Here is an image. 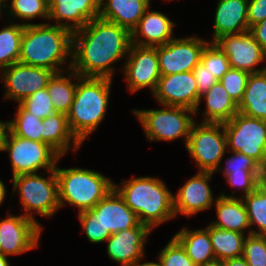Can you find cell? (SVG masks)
Here are the masks:
<instances>
[{
	"label": "cell",
	"instance_id": "16",
	"mask_svg": "<svg viewBox=\"0 0 266 266\" xmlns=\"http://www.w3.org/2000/svg\"><path fill=\"white\" fill-rule=\"evenodd\" d=\"M213 174L199 171L179 188L173 195L175 217L181 214L190 218L213 207L216 198L209 184Z\"/></svg>",
	"mask_w": 266,
	"mask_h": 266
},
{
	"label": "cell",
	"instance_id": "48",
	"mask_svg": "<svg viewBox=\"0 0 266 266\" xmlns=\"http://www.w3.org/2000/svg\"><path fill=\"white\" fill-rule=\"evenodd\" d=\"M6 186L4 182L0 179V206L3 204L6 197Z\"/></svg>",
	"mask_w": 266,
	"mask_h": 266
},
{
	"label": "cell",
	"instance_id": "38",
	"mask_svg": "<svg viewBox=\"0 0 266 266\" xmlns=\"http://www.w3.org/2000/svg\"><path fill=\"white\" fill-rule=\"evenodd\" d=\"M242 257L248 266H266V235H247Z\"/></svg>",
	"mask_w": 266,
	"mask_h": 266
},
{
	"label": "cell",
	"instance_id": "31",
	"mask_svg": "<svg viewBox=\"0 0 266 266\" xmlns=\"http://www.w3.org/2000/svg\"><path fill=\"white\" fill-rule=\"evenodd\" d=\"M24 25L13 23L0 29V71L19 61Z\"/></svg>",
	"mask_w": 266,
	"mask_h": 266
},
{
	"label": "cell",
	"instance_id": "7",
	"mask_svg": "<svg viewBox=\"0 0 266 266\" xmlns=\"http://www.w3.org/2000/svg\"><path fill=\"white\" fill-rule=\"evenodd\" d=\"M162 109L132 110L148 141H173L184 139L187 144L191 128L195 121L192 109L180 106H163Z\"/></svg>",
	"mask_w": 266,
	"mask_h": 266
},
{
	"label": "cell",
	"instance_id": "29",
	"mask_svg": "<svg viewBox=\"0 0 266 266\" xmlns=\"http://www.w3.org/2000/svg\"><path fill=\"white\" fill-rule=\"evenodd\" d=\"M209 236L217 261H224L230 258L241 257L243 254L244 241L247 234L237 231L221 229L208 224L205 227Z\"/></svg>",
	"mask_w": 266,
	"mask_h": 266
},
{
	"label": "cell",
	"instance_id": "4",
	"mask_svg": "<svg viewBox=\"0 0 266 266\" xmlns=\"http://www.w3.org/2000/svg\"><path fill=\"white\" fill-rule=\"evenodd\" d=\"M112 79L81 77L67 115L70 131L82 144L104 120L109 105Z\"/></svg>",
	"mask_w": 266,
	"mask_h": 266
},
{
	"label": "cell",
	"instance_id": "6",
	"mask_svg": "<svg viewBox=\"0 0 266 266\" xmlns=\"http://www.w3.org/2000/svg\"><path fill=\"white\" fill-rule=\"evenodd\" d=\"M42 173L20 174L12 177L13 195L18 193L23 215L42 225L35 219L36 215L50 218L60 209L58 200V181L55 169ZM46 176V177H44ZM18 191V192H17Z\"/></svg>",
	"mask_w": 266,
	"mask_h": 266
},
{
	"label": "cell",
	"instance_id": "24",
	"mask_svg": "<svg viewBox=\"0 0 266 266\" xmlns=\"http://www.w3.org/2000/svg\"><path fill=\"white\" fill-rule=\"evenodd\" d=\"M150 2L151 0H100L98 17L132 32L150 7Z\"/></svg>",
	"mask_w": 266,
	"mask_h": 266
},
{
	"label": "cell",
	"instance_id": "37",
	"mask_svg": "<svg viewBox=\"0 0 266 266\" xmlns=\"http://www.w3.org/2000/svg\"><path fill=\"white\" fill-rule=\"evenodd\" d=\"M20 104L35 117L44 119L54 114V106L51 97L48 94L47 87L32 93L26 97Z\"/></svg>",
	"mask_w": 266,
	"mask_h": 266
},
{
	"label": "cell",
	"instance_id": "53",
	"mask_svg": "<svg viewBox=\"0 0 266 266\" xmlns=\"http://www.w3.org/2000/svg\"><path fill=\"white\" fill-rule=\"evenodd\" d=\"M3 9H5V5L0 1V17H2V15H3Z\"/></svg>",
	"mask_w": 266,
	"mask_h": 266
},
{
	"label": "cell",
	"instance_id": "14",
	"mask_svg": "<svg viewBox=\"0 0 266 266\" xmlns=\"http://www.w3.org/2000/svg\"><path fill=\"white\" fill-rule=\"evenodd\" d=\"M42 229L23 214L7 213L0 221L1 254L8 257L38 248Z\"/></svg>",
	"mask_w": 266,
	"mask_h": 266
},
{
	"label": "cell",
	"instance_id": "55",
	"mask_svg": "<svg viewBox=\"0 0 266 266\" xmlns=\"http://www.w3.org/2000/svg\"><path fill=\"white\" fill-rule=\"evenodd\" d=\"M0 254H1V237H0Z\"/></svg>",
	"mask_w": 266,
	"mask_h": 266
},
{
	"label": "cell",
	"instance_id": "42",
	"mask_svg": "<svg viewBox=\"0 0 266 266\" xmlns=\"http://www.w3.org/2000/svg\"><path fill=\"white\" fill-rule=\"evenodd\" d=\"M229 187L241 189L243 195L239 196L242 198L247 196L251 192H254L258 186V176L259 173H243V174H233V173H222Z\"/></svg>",
	"mask_w": 266,
	"mask_h": 266
},
{
	"label": "cell",
	"instance_id": "8",
	"mask_svg": "<svg viewBox=\"0 0 266 266\" xmlns=\"http://www.w3.org/2000/svg\"><path fill=\"white\" fill-rule=\"evenodd\" d=\"M1 152H7L12 177L20 174L38 173L39 170L55 169L60 155L47 143L24 139L13 135L7 128L3 133Z\"/></svg>",
	"mask_w": 266,
	"mask_h": 266
},
{
	"label": "cell",
	"instance_id": "15",
	"mask_svg": "<svg viewBox=\"0 0 266 266\" xmlns=\"http://www.w3.org/2000/svg\"><path fill=\"white\" fill-rule=\"evenodd\" d=\"M215 43L228 57L231 68L243 70L250 74L266 70V64L263 68H257V65L266 62V56L262 47L249 31L223 35Z\"/></svg>",
	"mask_w": 266,
	"mask_h": 266
},
{
	"label": "cell",
	"instance_id": "27",
	"mask_svg": "<svg viewBox=\"0 0 266 266\" xmlns=\"http://www.w3.org/2000/svg\"><path fill=\"white\" fill-rule=\"evenodd\" d=\"M174 237L181 243L195 265L202 266L216 261L209 231L206 228L190 230L188 227H183Z\"/></svg>",
	"mask_w": 266,
	"mask_h": 266
},
{
	"label": "cell",
	"instance_id": "26",
	"mask_svg": "<svg viewBox=\"0 0 266 266\" xmlns=\"http://www.w3.org/2000/svg\"><path fill=\"white\" fill-rule=\"evenodd\" d=\"M42 143H47L62 157L71 148L77 152L82 145L70 131L67 115L60 112L42 120Z\"/></svg>",
	"mask_w": 266,
	"mask_h": 266
},
{
	"label": "cell",
	"instance_id": "21",
	"mask_svg": "<svg viewBox=\"0 0 266 266\" xmlns=\"http://www.w3.org/2000/svg\"><path fill=\"white\" fill-rule=\"evenodd\" d=\"M175 25L167 15L149 7L131 32V43L149 47L164 45L174 38Z\"/></svg>",
	"mask_w": 266,
	"mask_h": 266
},
{
	"label": "cell",
	"instance_id": "5",
	"mask_svg": "<svg viewBox=\"0 0 266 266\" xmlns=\"http://www.w3.org/2000/svg\"><path fill=\"white\" fill-rule=\"evenodd\" d=\"M55 165L58 181V200L60 208L66 204L78 208V213L89 211L113 188L114 182L99 171L72 167L59 168Z\"/></svg>",
	"mask_w": 266,
	"mask_h": 266
},
{
	"label": "cell",
	"instance_id": "49",
	"mask_svg": "<svg viewBox=\"0 0 266 266\" xmlns=\"http://www.w3.org/2000/svg\"><path fill=\"white\" fill-rule=\"evenodd\" d=\"M141 261H138V262H136V263H134L133 265H129V266H160V263H159V261H157V262H141Z\"/></svg>",
	"mask_w": 266,
	"mask_h": 266
},
{
	"label": "cell",
	"instance_id": "10",
	"mask_svg": "<svg viewBox=\"0 0 266 266\" xmlns=\"http://www.w3.org/2000/svg\"><path fill=\"white\" fill-rule=\"evenodd\" d=\"M223 126L228 150L245 154L261 167L266 166V120L238 112Z\"/></svg>",
	"mask_w": 266,
	"mask_h": 266
},
{
	"label": "cell",
	"instance_id": "9",
	"mask_svg": "<svg viewBox=\"0 0 266 266\" xmlns=\"http://www.w3.org/2000/svg\"><path fill=\"white\" fill-rule=\"evenodd\" d=\"M185 148L199 171L216 173L228 153L223 123L195 122Z\"/></svg>",
	"mask_w": 266,
	"mask_h": 266
},
{
	"label": "cell",
	"instance_id": "32",
	"mask_svg": "<svg viewBox=\"0 0 266 266\" xmlns=\"http://www.w3.org/2000/svg\"><path fill=\"white\" fill-rule=\"evenodd\" d=\"M8 1L9 2H6V4L4 5L6 11L5 15L8 14L9 16L8 19L10 21L12 20V22H14L16 19L19 18L21 20V22L19 23L24 26L30 24H36L28 22L29 20L35 18L39 19L41 18L45 19V21L46 20L48 21L49 18L48 0H8Z\"/></svg>",
	"mask_w": 266,
	"mask_h": 266
},
{
	"label": "cell",
	"instance_id": "11",
	"mask_svg": "<svg viewBox=\"0 0 266 266\" xmlns=\"http://www.w3.org/2000/svg\"><path fill=\"white\" fill-rule=\"evenodd\" d=\"M209 41L197 36L173 38L164 45L157 46L161 75L191 72L201 61L204 47Z\"/></svg>",
	"mask_w": 266,
	"mask_h": 266
},
{
	"label": "cell",
	"instance_id": "50",
	"mask_svg": "<svg viewBox=\"0 0 266 266\" xmlns=\"http://www.w3.org/2000/svg\"><path fill=\"white\" fill-rule=\"evenodd\" d=\"M10 262L7 256L0 254V266H10Z\"/></svg>",
	"mask_w": 266,
	"mask_h": 266
},
{
	"label": "cell",
	"instance_id": "43",
	"mask_svg": "<svg viewBox=\"0 0 266 266\" xmlns=\"http://www.w3.org/2000/svg\"><path fill=\"white\" fill-rule=\"evenodd\" d=\"M197 83L198 96L200 97L208 91L218 80L212 75L200 61L192 70Z\"/></svg>",
	"mask_w": 266,
	"mask_h": 266
},
{
	"label": "cell",
	"instance_id": "19",
	"mask_svg": "<svg viewBox=\"0 0 266 266\" xmlns=\"http://www.w3.org/2000/svg\"><path fill=\"white\" fill-rule=\"evenodd\" d=\"M89 211L97 218L103 234L117 233L140 224L138 216L114 188Z\"/></svg>",
	"mask_w": 266,
	"mask_h": 266
},
{
	"label": "cell",
	"instance_id": "28",
	"mask_svg": "<svg viewBox=\"0 0 266 266\" xmlns=\"http://www.w3.org/2000/svg\"><path fill=\"white\" fill-rule=\"evenodd\" d=\"M238 112L266 120V70L249 75Z\"/></svg>",
	"mask_w": 266,
	"mask_h": 266
},
{
	"label": "cell",
	"instance_id": "18",
	"mask_svg": "<svg viewBox=\"0 0 266 266\" xmlns=\"http://www.w3.org/2000/svg\"><path fill=\"white\" fill-rule=\"evenodd\" d=\"M151 231L147 225L140 223L137 227L111 234L106 240V252L109 259L121 266H129L142 261L146 257L144 250Z\"/></svg>",
	"mask_w": 266,
	"mask_h": 266
},
{
	"label": "cell",
	"instance_id": "33",
	"mask_svg": "<svg viewBox=\"0 0 266 266\" xmlns=\"http://www.w3.org/2000/svg\"><path fill=\"white\" fill-rule=\"evenodd\" d=\"M15 117L6 121V128L18 137L42 143V120L29 113L20 103Z\"/></svg>",
	"mask_w": 266,
	"mask_h": 266
},
{
	"label": "cell",
	"instance_id": "47",
	"mask_svg": "<svg viewBox=\"0 0 266 266\" xmlns=\"http://www.w3.org/2000/svg\"><path fill=\"white\" fill-rule=\"evenodd\" d=\"M257 188L266 194V166L261 167L259 176H258V186Z\"/></svg>",
	"mask_w": 266,
	"mask_h": 266
},
{
	"label": "cell",
	"instance_id": "12",
	"mask_svg": "<svg viewBox=\"0 0 266 266\" xmlns=\"http://www.w3.org/2000/svg\"><path fill=\"white\" fill-rule=\"evenodd\" d=\"M122 70L129 92L150 88L153 93L161 77L157 47L131 44Z\"/></svg>",
	"mask_w": 266,
	"mask_h": 266
},
{
	"label": "cell",
	"instance_id": "35",
	"mask_svg": "<svg viewBox=\"0 0 266 266\" xmlns=\"http://www.w3.org/2000/svg\"><path fill=\"white\" fill-rule=\"evenodd\" d=\"M201 62L218 81L231 68L228 57L215 42H209L204 47Z\"/></svg>",
	"mask_w": 266,
	"mask_h": 266
},
{
	"label": "cell",
	"instance_id": "52",
	"mask_svg": "<svg viewBox=\"0 0 266 266\" xmlns=\"http://www.w3.org/2000/svg\"><path fill=\"white\" fill-rule=\"evenodd\" d=\"M202 266H223V261H214V262H211V263H208V264H205V265H202Z\"/></svg>",
	"mask_w": 266,
	"mask_h": 266
},
{
	"label": "cell",
	"instance_id": "40",
	"mask_svg": "<svg viewBox=\"0 0 266 266\" xmlns=\"http://www.w3.org/2000/svg\"><path fill=\"white\" fill-rule=\"evenodd\" d=\"M227 152L231 157L225 159V166H220L217 172L233 174L260 173L261 166L251 157L230 150Z\"/></svg>",
	"mask_w": 266,
	"mask_h": 266
},
{
	"label": "cell",
	"instance_id": "20",
	"mask_svg": "<svg viewBox=\"0 0 266 266\" xmlns=\"http://www.w3.org/2000/svg\"><path fill=\"white\" fill-rule=\"evenodd\" d=\"M100 0H48L49 18L71 32L98 18Z\"/></svg>",
	"mask_w": 266,
	"mask_h": 266
},
{
	"label": "cell",
	"instance_id": "45",
	"mask_svg": "<svg viewBox=\"0 0 266 266\" xmlns=\"http://www.w3.org/2000/svg\"><path fill=\"white\" fill-rule=\"evenodd\" d=\"M249 32L262 47L263 52L266 56V19L251 26Z\"/></svg>",
	"mask_w": 266,
	"mask_h": 266
},
{
	"label": "cell",
	"instance_id": "25",
	"mask_svg": "<svg viewBox=\"0 0 266 266\" xmlns=\"http://www.w3.org/2000/svg\"><path fill=\"white\" fill-rule=\"evenodd\" d=\"M203 100L206 103V110L202 112V117L204 116L202 123H224L238 113V105L219 81L200 96L198 106L194 110L195 116L199 113Z\"/></svg>",
	"mask_w": 266,
	"mask_h": 266
},
{
	"label": "cell",
	"instance_id": "44",
	"mask_svg": "<svg viewBox=\"0 0 266 266\" xmlns=\"http://www.w3.org/2000/svg\"><path fill=\"white\" fill-rule=\"evenodd\" d=\"M266 19V0H248L247 21L249 28Z\"/></svg>",
	"mask_w": 266,
	"mask_h": 266
},
{
	"label": "cell",
	"instance_id": "30",
	"mask_svg": "<svg viewBox=\"0 0 266 266\" xmlns=\"http://www.w3.org/2000/svg\"><path fill=\"white\" fill-rule=\"evenodd\" d=\"M72 79H75V82H72ZM76 87L77 73L72 69L55 73L52 76L48 82L47 90L56 112L64 114L69 112L73 103Z\"/></svg>",
	"mask_w": 266,
	"mask_h": 266
},
{
	"label": "cell",
	"instance_id": "17",
	"mask_svg": "<svg viewBox=\"0 0 266 266\" xmlns=\"http://www.w3.org/2000/svg\"><path fill=\"white\" fill-rule=\"evenodd\" d=\"M161 106H180L195 110L200 97L193 72L161 75L151 93Z\"/></svg>",
	"mask_w": 266,
	"mask_h": 266
},
{
	"label": "cell",
	"instance_id": "34",
	"mask_svg": "<svg viewBox=\"0 0 266 266\" xmlns=\"http://www.w3.org/2000/svg\"><path fill=\"white\" fill-rule=\"evenodd\" d=\"M242 199L247 209L251 234L266 235V194L257 188Z\"/></svg>",
	"mask_w": 266,
	"mask_h": 266
},
{
	"label": "cell",
	"instance_id": "51",
	"mask_svg": "<svg viewBox=\"0 0 266 266\" xmlns=\"http://www.w3.org/2000/svg\"><path fill=\"white\" fill-rule=\"evenodd\" d=\"M6 128V121L3 122L0 120V150H1V142H2V137H3V133L5 131Z\"/></svg>",
	"mask_w": 266,
	"mask_h": 266
},
{
	"label": "cell",
	"instance_id": "13",
	"mask_svg": "<svg viewBox=\"0 0 266 266\" xmlns=\"http://www.w3.org/2000/svg\"><path fill=\"white\" fill-rule=\"evenodd\" d=\"M4 83V99L22 102L38 90L47 87L54 71L16 62L0 72Z\"/></svg>",
	"mask_w": 266,
	"mask_h": 266
},
{
	"label": "cell",
	"instance_id": "36",
	"mask_svg": "<svg viewBox=\"0 0 266 266\" xmlns=\"http://www.w3.org/2000/svg\"><path fill=\"white\" fill-rule=\"evenodd\" d=\"M160 266H197L181 243L173 236L157 256Z\"/></svg>",
	"mask_w": 266,
	"mask_h": 266
},
{
	"label": "cell",
	"instance_id": "22",
	"mask_svg": "<svg viewBox=\"0 0 266 266\" xmlns=\"http://www.w3.org/2000/svg\"><path fill=\"white\" fill-rule=\"evenodd\" d=\"M248 0H218L214 17L213 38L227 34H239L249 31L247 21Z\"/></svg>",
	"mask_w": 266,
	"mask_h": 266
},
{
	"label": "cell",
	"instance_id": "1",
	"mask_svg": "<svg viewBox=\"0 0 266 266\" xmlns=\"http://www.w3.org/2000/svg\"><path fill=\"white\" fill-rule=\"evenodd\" d=\"M131 32L101 18L72 32L71 69L81 77L113 79L115 62L127 57Z\"/></svg>",
	"mask_w": 266,
	"mask_h": 266
},
{
	"label": "cell",
	"instance_id": "2",
	"mask_svg": "<svg viewBox=\"0 0 266 266\" xmlns=\"http://www.w3.org/2000/svg\"><path fill=\"white\" fill-rule=\"evenodd\" d=\"M18 62L55 73L64 72L65 64L71 69L72 32L50 22L24 26Z\"/></svg>",
	"mask_w": 266,
	"mask_h": 266
},
{
	"label": "cell",
	"instance_id": "46",
	"mask_svg": "<svg viewBox=\"0 0 266 266\" xmlns=\"http://www.w3.org/2000/svg\"><path fill=\"white\" fill-rule=\"evenodd\" d=\"M223 266H248L247 261L241 256L223 261Z\"/></svg>",
	"mask_w": 266,
	"mask_h": 266
},
{
	"label": "cell",
	"instance_id": "39",
	"mask_svg": "<svg viewBox=\"0 0 266 266\" xmlns=\"http://www.w3.org/2000/svg\"><path fill=\"white\" fill-rule=\"evenodd\" d=\"M249 75V72L230 68L219 80L237 105L243 98Z\"/></svg>",
	"mask_w": 266,
	"mask_h": 266
},
{
	"label": "cell",
	"instance_id": "23",
	"mask_svg": "<svg viewBox=\"0 0 266 266\" xmlns=\"http://www.w3.org/2000/svg\"><path fill=\"white\" fill-rule=\"evenodd\" d=\"M232 195L221 192L216 197L214 204L216 210V220L210 223L214 227L237 231L242 234L247 232L251 235V228L248 220L247 209L242 198L236 196L235 191ZM248 229V230H247Z\"/></svg>",
	"mask_w": 266,
	"mask_h": 266
},
{
	"label": "cell",
	"instance_id": "54",
	"mask_svg": "<svg viewBox=\"0 0 266 266\" xmlns=\"http://www.w3.org/2000/svg\"><path fill=\"white\" fill-rule=\"evenodd\" d=\"M3 4H6V2H8V0H0Z\"/></svg>",
	"mask_w": 266,
	"mask_h": 266
},
{
	"label": "cell",
	"instance_id": "3",
	"mask_svg": "<svg viewBox=\"0 0 266 266\" xmlns=\"http://www.w3.org/2000/svg\"><path fill=\"white\" fill-rule=\"evenodd\" d=\"M114 189L141 224L151 230L175 217L173 193L162 179L151 176L133 177L114 183Z\"/></svg>",
	"mask_w": 266,
	"mask_h": 266
},
{
	"label": "cell",
	"instance_id": "41",
	"mask_svg": "<svg viewBox=\"0 0 266 266\" xmlns=\"http://www.w3.org/2000/svg\"><path fill=\"white\" fill-rule=\"evenodd\" d=\"M82 231L85 233L89 242L98 244L106 242L111 234H103V229L100 226L97 218L90 211H82L78 213Z\"/></svg>",
	"mask_w": 266,
	"mask_h": 266
}]
</instances>
